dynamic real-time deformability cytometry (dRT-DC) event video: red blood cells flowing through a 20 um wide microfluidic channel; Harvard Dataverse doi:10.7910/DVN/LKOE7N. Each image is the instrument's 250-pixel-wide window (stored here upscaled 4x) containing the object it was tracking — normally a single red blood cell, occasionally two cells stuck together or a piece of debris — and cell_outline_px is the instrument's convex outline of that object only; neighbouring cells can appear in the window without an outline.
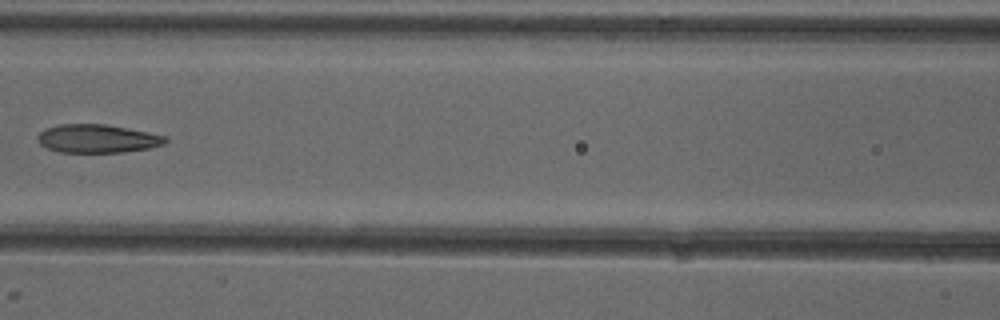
{"species": "common noctule bat (a hibernating species)", "species_latin": "Nyctalus noctula", "temperature_condition": "cold", "stored_images_in_passage": 7, "camera_frame_rate_fps": 3000, "um_per_image_px": 0.085, "animal": {"sex": "female"}, "frame": {"image": 1, "passage_image": 6, "time_ms": 7.0, "image_size_px": [1000, 320], "cell_outline_px": [[168, 140], [164, 144], [148, 148], [124, 152], [60, 152], [48, 148], [40, 144], [36, 140], [36, 136], [44, 128], [60, 124], [104, 124], [148, 132], [164, 136]], "centroid_in_image_um": [8.23, 11.78], "position_along_channel_um": 158.4, "area_um2": 21.04}}
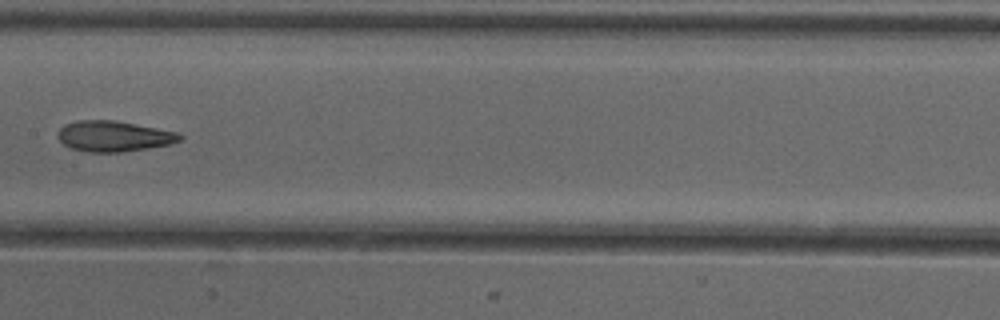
{"frame": {"image": 2, "passage_image": 7, "time_ms": 8.0, "image_size_px": [1000, 320], "cell_outline_px": [[184, 136], [180, 140], [168, 144], [148, 148], [120, 152], [88, 152], [72, 148], [64, 144], [56, 136], [60, 128], [64, 124], [76, 120], [116, 120], [176, 132]], "centroid_in_image_um": [9.63, 11.57], "position_along_channel_um": 197.8, "area_um2": 21.68}}